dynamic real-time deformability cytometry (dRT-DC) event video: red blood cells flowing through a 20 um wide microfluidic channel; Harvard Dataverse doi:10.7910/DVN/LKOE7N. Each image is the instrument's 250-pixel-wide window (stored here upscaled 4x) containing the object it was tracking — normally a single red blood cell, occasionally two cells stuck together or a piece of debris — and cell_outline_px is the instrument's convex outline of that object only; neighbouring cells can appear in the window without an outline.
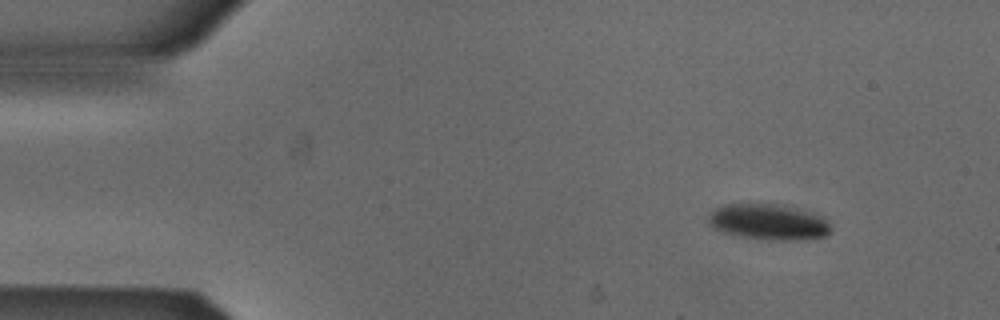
{"species": "Egyptian fruit bat (a non-hibernating species)", "species_latin": "Rousettus aegyptiacus", "temperature_condition": "cold", "stored_images_in_passage": 48, "camera_frame_rate_fps": 3000, "um_per_image_px": 0.085, "animal": {"sex": "male"}, "frame": {"image": 1, "passage_image": 1, "time_ms": 0.0, "image_size_px": [1000, 320], "cell_outline_px": [[832, 228], [824, 236], [808, 240], [768, 240], [744, 236], [724, 232], [712, 228], [708, 224], [708, 216], [716, 208], [724, 204], [772, 204], [824, 216], [828, 220]], "centroid_in_image_um": [65.32, 18.88], "position_along_channel_um": 19.7, "area_um2": 25.26}}
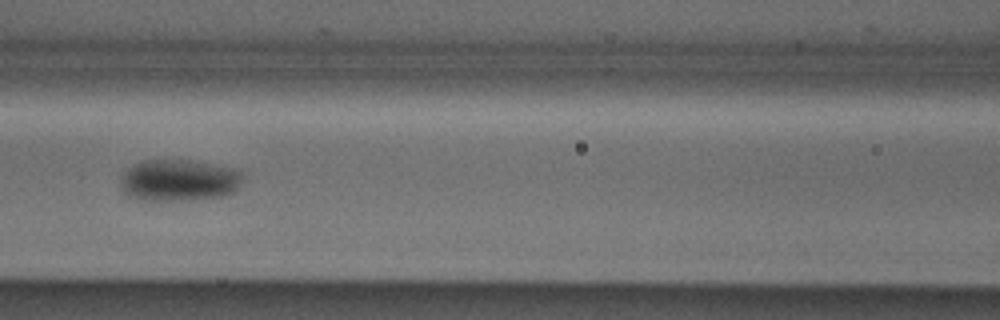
{"frame": {"image": 2, "passage_image": 18, "time_ms": 5.667, "image_size_px": [1000, 320], "cell_outline_px": [[240, 176], [236, 188], [232, 192], [220, 196], [188, 200], [140, 200], [128, 196], [120, 188], [120, 180], [124, 172], [132, 164], [140, 160], [192, 160], [232, 168], [240, 172]], "centroid_in_image_um": [15.1, 15.32], "position_along_channel_um": 151.5, "area_um2": 29.48}}
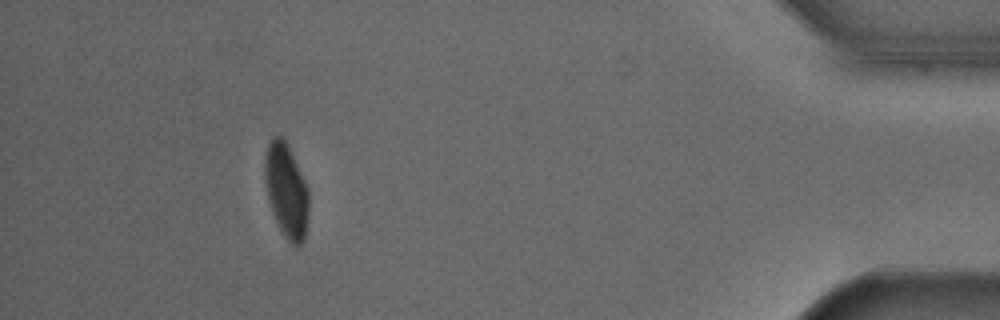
{"frame": {"image": 3, "passage_image": 43, "time_ms": 14.0, "image_size_px": [1000, 320], "cell_outline_px": [[308, 212], [304, 240], [300, 244], [292, 244], [288, 240], [280, 228], [272, 212], [268, 200], [264, 180], [264, 156], [268, 144], [272, 136], [284, 136], [288, 144], [308, 188]], "centroid_in_image_um": [24.31, 16.13], "position_along_channel_um": 410.9, "area_um2": 24.1}, "authors_computed_cell_mechanics": {"area_um2": 26.4146, "velocity_mm_per_s": 3.8689, "shape_relaxation_time_tau1_ms": 8.2741, "shape_relaxation_time_tau2_ms": null, "deformation_change_tau1": 0.1547, "deformation_change_tau2": null}}